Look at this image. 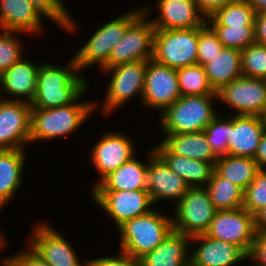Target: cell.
I'll list each match as a JSON object with an SVG mask.
<instances>
[{"instance_id": "obj_1", "label": "cell", "mask_w": 266, "mask_h": 266, "mask_svg": "<svg viewBox=\"0 0 266 266\" xmlns=\"http://www.w3.org/2000/svg\"><path fill=\"white\" fill-rule=\"evenodd\" d=\"M74 57L65 67L44 63L37 73V91L32 108H57L73 103L85 90L87 83L78 76Z\"/></svg>"}, {"instance_id": "obj_2", "label": "cell", "mask_w": 266, "mask_h": 266, "mask_svg": "<svg viewBox=\"0 0 266 266\" xmlns=\"http://www.w3.org/2000/svg\"><path fill=\"white\" fill-rule=\"evenodd\" d=\"M86 90L71 104L43 109L32 108L30 142L69 135L82 125L95 109L93 102L81 101Z\"/></svg>"}, {"instance_id": "obj_3", "label": "cell", "mask_w": 266, "mask_h": 266, "mask_svg": "<svg viewBox=\"0 0 266 266\" xmlns=\"http://www.w3.org/2000/svg\"><path fill=\"white\" fill-rule=\"evenodd\" d=\"M172 218L160 211L151 210L145 215L125 221L118 227L121 236L120 250L135 258H142L156 249L173 230Z\"/></svg>"}, {"instance_id": "obj_4", "label": "cell", "mask_w": 266, "mask_h": 266, "mask_svg": "<svg viewBox=\"0 0 266 266\" xmlns=\"http://www.w3.org/2000/svg\"><path fill=\"white\" fill-rule=\"evenodd\" d=\"M213 98H218L217 92L211 95L179 97L161 113L160 127H162L164 134L204 131V128L217 116L211 102Z\"/></svg>"}, {"instance_id": "obj_5", "label": "cell", "mask_w": 266, "mask_h": 266, "mask_svg": "<svg viewBox=\"0 0 266 266\" xmlns=\"http://www.w3.org/2000/svg\"><path fill=\"white\" fill-rule=\"evenodd\" d=\"M198 28L155 29L152 59L178 69L197 64Z\"/></svg>"}, {"instance_id": "obj_6", "label": "cell", "mask_w": 266, "mask_h": 266, "mask_svg": "<svg viewBox=\"0 0 266 266\" xmlns=\"http://www.w3.org/2000/svg\"><path fill=\"white\" fill-rule=\"evenodd\" d=\"M143 12L142 7L109 21L91 36L74 59L78 70L98 64L100 70L108 63L112 49L123 37L126 28Z\"/></svg>"}, {"instance_id": "obj_7", "label": "cell", "mask_w": 266, "mask_h": 266, "mask_svg": "<svg viewBox=\"0 0 266 266\" xmlns=\"http://www.w3.org/2000/svg\"><path fill=\"white\" fill-rule=\"evenodd\" d=\"M147 8L142 7L143 12L126 28L123 37L112 49L108 63L102 69L152 59L155 27L147 19L150 12Z\"/></svg>"}, {"instance_id": "obj_8", "label": "cell", "mask_w": 266, "mask_h": 266, "mask_svg": "<svg viewBox=\"0 0 266 266\" xmlns=\"http://www.w3.org/2000/svg\"><path fill=\"white\" fill-rule=\"evenodd\" d=\"M176 204L173 229L190 237L205 234L217 212L204 187L189 188Z\"/></svg>"}, {"instance_id": "obj_9", "label": "cell", "mask_w": 266, "mask_h": 266, "mask_svg": "<svg viewBox=\"0 0 266 266\" xmlns=\"http://www.w3.org/2000/svg\"><path fill=\"white\" fill-rule=\"evenodd\" d=\"M147 60L120 64L107 69H101L105 73H112L110 84L103 102V114L111 113L114 109L126 104L133 96L142 94L146 76Z\"/></svg>"}, {"instance_id": "obj_10", "label": "cell", "mask_w": 266, "mask_h": 266, "mask_svg": "<svg viewBox=\"0 0 266 266\" xmlns=\"http://www.w3.org/2000/svg\"><path fill=\"white\" fill-rule=\"evenodd\" d=\"M205 235L234 244L247 255L255 238L253 215L243 207L217 210Z\"/></svg>"}, {"instance_id": "obj_11", "label": "cell", "mask_w": 266, "mask_h": 266, "mask_svg": "<svg viewBox=\"0 0 266 266\" xmlns=\"http://www.w3.org/2000/svg\"><path fill=\"white\" fill-rule=\"evenodd\" d=\"M0 97V149H24L30 142V103Z\"/></svg>"}, {"instance_id": "obj_12", "label": "cell", "mask_w": 266, "mask_h": 266, "mask_svg": "<svg viewBox=\"0 0 266 266\" xmlns=\"http://www.w3.org/2000/svg\"><path fill=\"white\" fill-rule=\"evenodd\" d=\"M217 95L236 115L259 116L266 108V80L243 75L224 85Z\"/></svg>"}, {"instance_id": "obj_13", "label": "cell", "mask_w": 266, "mask_h": 266, "mask_svg": "<svg viewBox=\"0 0 266 266\" xmlns=\"http://www.w3.org/2000/svg\"><path fill=\"white\" fill-rule=\"evenodd\" d=\"M181 97L176 69L147 60L143 105L162 109V113Z\"/></svg>"}, {"instance_id": "obj_14", "label": "cell", "mask_w": 266, "mask_h": 266, "mask_svg": "<svg viewBox=\"0 0 266 266\" xmlns=\"http://www.w3.org/2000/svg\"><path fill=\"white\" fill-rule=\"evenodd\" d=\"M94 201L114 219L117 227L149 213L153 205L147 190H92Z\"/></svg>"}, {"instance_id": "obj_15", "label": "cell", "mask_w": 266, "mask_h": 266, "mask_svg": "<svg viewBox=\"0 0 266 266\" xmlns=\"http://www.w3.org/2000/svg\"><path fill=\"white\" fill-rule=\"evenodd\" d=\"M29 246L48 266H88L81 264L72 246L61 234L42 223L32 233Z\"/></svg>"}, {"instance_id": "obj_16", "label": "cell", "mask_w": 266, "mask_h": 266, "mask_svg": "<svg viewBox=\"0 0 266 266\" xmlns=\"http://www.w3.org/2000/svg\"><path fill=\"white\" fill-rule=\"evenodd\" d=\"M147 191L153 204L161 199L178 200L190 188L185 180L172 171L155 153L154 149L148 155Z\"/></svg>"}, {"instance_id": "obj_17", "label": "cell", "mask_w": 266, "mask_h": 266, "mask_svg": "<svg viewBox=\"0 0 266 266\" xmlns=\"http://www.w3.org/2000/svg\"><path fill=\"white\" fill-rule=\"evenodd\" d=\"M133 144L131 139L122 133L109 132L102 135L92 147L90 157L100 174L99 182L135 155Z\"/></svg>"}, {"instance_id": "obj_18", "label": "cell", "mask_w": 266, "mask_h": 266, "mask_svg": "<svg viewBox=\"0 0 266 266\" xmlns=\"http://www.w3.org/2000/svg\"><path fill=\"white\" fill-rule=\"evenodd\" d=\"M156 6L160 14L151 21L155 29H193L207 22L194 0H158Z\"/></svg>"}, {"instance_id": "obj_19", "label": "cell", "mask_w": 266, "mask_h": 266, "mask_svg": "<svg viewBox=\"0 0 266 266\" xmlns=\"http://www.w3.org/2000/svg\"><path fill=\"white\" fill-rule=\"evenodd\" d=\"M192 240L201 245L190 255V266H233L247 258L238 246L205 234L192 236Z\"/></svg>"}, {"instance_id": "obj_20", "label": "cell", "mask_w": 266, "mask_h": 266, "mask_svg": "<svg viewBox=\"0 0 266 266\" xmlns=\"http://www.w3.org/2000/svg\"><path fill=\"white\" fill-rule=\"evenodd\" d=\"M263 134L259 116L235 114L230 117L228 154L254 158Z\"/></svg>"}, {"instance_id": "obj_21", "label": "cell", "mask_w": 266, "mask_h": 266, "mask_svg": "<svg viewBox=\"0 0 266 266\" xmlns=\"http://www.w3.org/2000/svg\"><path fill=\"white\" fill-rule=\"evenodd\" d=\"M38 68L35 63L21 58L0 75V85L4 93L9 97H18V99L8 97L7 100L19 101V97H25L27 103L33 102L37 91Z\"/></svg>"}, {"instance_id": "obj_22", "label": "cell", "mask_w": 266, "mask_h": 266, "mask_svg": "<svg viewBox=\"0 0 266 266\" xmlns=\"http://www.w3.org/2000/svg\"><path fill=\"white\" fill-rule=\"evenodd\" d=\"M39 12L29 0H0V28L20 33H38L42 29Z\"/></svg>"}, {"instance_id": "obj_23", "label": "cell", "mask_w": 266, "mask_h": 266, "mask_svg": "<svg viewBox=\"0 0 266 266\" xmlns=\"http://www.w3.org/2000/svg\"><path fill=\"white\" fill-rule=\"evenodd\" d=\"M190 241V236L173 229L156 249L140 258L141 266H190Z\"/></svg>"}, {"instance_id": "obj_24", "label": "cell", "mask_w": 266, "mask_h": 266, "mask_svg": "<svg viewBox=\"0 0 266 266\" xmlns=\"http://www.w3.org/2000/svg\"><path fill=\"white\" fill-rule=\"evenodd\" d=\"M153 149L172 171L185 180L190 188L205 187L204 184L207 185L212 177L215 169V164L212 162L172 154L162 143Z\"/></svg>"}, {"instance_id": "obj_25", "label": "cell", "mask_w": 266, "mask_h": 266, "mask_svg": "<svg viewBox=\"0 0 266 266\" xmlns=\"http://www.w3.org/2000/svg\"><path fill=\"white\" fill-rule=\"evenodd\" d=\"M147 168L148 162L144 164L133 156L96 183L92 190H146Z\"/></svg>"}, {"instance_id": "obj_26", "label": "cell", "mask_w": 266, "mask_h": 266, "mask_svg": "<svg viewBox=\"0 0 266 266\" xmlns=\"http://www.w3.org/2000/svg\"><path fill=\"white\" fill-rule=\"evenodd\" d=\"M210 86L215 92L240 78L242 74L241 50L223 47L211 61L204 65Z\"/></svg>"}, {"instance_id": "obj_27", "label": "cell", "mask_w": 266, "mask_h": 266, "mask_svg": "<svg viewBox=\"0 0 266 266\" xmlns=\"http://www.w3.org/2000/svg\"><path fill=\"white\" fill-rule=\"evenodd\" d=\"M161 143L172 154L214 164L218 160L206 140L204 131L166 135Z\"/></svg>"}, {"instance_id": "obj_28", "label": "cell", "mask_w": 266, "mask_h": 266, "mask_svg": "<svg viewBox=\"0 0 266 266\" xmlns=\"http://www.w3.org/2000/svg\"><path fill=\"white\" fill-rule=\"evenodd\" d=\"M23 149H0V207L8 203L21 184L25 162Z\"/></svg>"}, {"instance_id": "obj_29", "label": "cell", "mask_w": 266, "mask_h": 266, "mask_svg": "<svg viewBox=\"0 0 266 266\" xmlns=\"http://www.w3.org/2000/svg\"><path fill=\"white\" fill-rule=\"evenodd\" d=\"M243 191L255 179L260 168L254 158L225 155L218 157L214 169Z\"/></svg>"}, {"instance_id": "obj_30", "label": "cell", "mask_w": 266, "mask_h": 266, "mask_svg": "<svg viewBox=\"0 0 266 266\" xmlns=\"http://www.w3.org/2000/svg\"><path fill=\"white\" fill-rule=\"evenodd\" d=\"M206 190L217 210H233L243 207L244 191L215 170L208 181Z\"/></svg>"}, {"instance_id": "obj_31", "label": "cell", "mask_w": 266, "mask_h": 266, "mask_svg": "<svg viewBox=\"0 0 266 266\" xmlns=\"http://www.w3.org/2000/svg\"><path fill=\"white\" fill-rule=\"evenodd\" d=\"M256 14L246 0H237L207 18L210 26H255Z\"/></svg>"}, {"instance_id": "obj_32", "label": "cell", "mask_w": 266, "mask_h": 266, "mask_svg": "<svg viewBox=\"0 0 266 266\" xmlns=\"http://www.w3.org/2000/svg\"><path fill=\"white\" fill-rule=\"evenodd\" d=\"M181 96L211 95L215 91L210 86L204 66L195 64L176 69Z\"/></svg>"}, {"instance_id": "obj_33", "label": "cell", "mask_w": 266, "mask_h": 266, "mask_svg": "<svg viewBox=\"0 0 266 266\" xmlns=\"http://www.w3.org/2000/svg\"><path fill=\"white\" fill-rule=\"evenodd\" d=\"M223 47L238 50L245 49L248 45L255 43V26H211Z\"/></svg>"}, {"instance_id": "obj_34", "label": "cell", "mask_w": 266, "mask_h": 266, "mask_svg": "<svg viewBox=\"0 0 266 266\" xmlns=\"http://www.w3.org/2000/svg\"><path fill=\"white\" fill-rule=\"evenodd\" d=\"M242 74L266 80V45L253 43L241 51Z\"/></svg>"}, {"instance_id": "obj_35", "label": "cell", "mask_w": 266, "mask_h": 266, "mask_svg": "<svg viewBox=\"0 0 266 266\" xmlns=\"http://www.w3.org/2000/svg\"><path fill=\"white\" fill-rule=\"evenodd\" d=\"M33 7L41 16L52 20L57 25L63 27L69 33L74 32L76 24L70 17L66 6L61 0H29ZM71 31V32H70Z\"/></svg>"}, {"instance_id": "obj_36", "label": "cell", "mask_w": 266, "mask_h": 266, "mask_svg": "<svg viewBox=\"0 0 266 266\" xmlns=\"http://www.w3.org/2000/svg\"><path fill=\"white\" fill-rule=\"evenodd\" d=\"M207 142L217 157L228 154L230 137V118L221 120L216 116L205 128Z\"/></svg>"}, {"instance_id": "obj_37", "label": "cell", "mask_w": 266, "mask_h": 266, "mask_svg": "<svg viewBox=\"0 0 266 266\" xmlns=\"http://www.w3.org/2000/svg\"><path fill=\"white\" fill-rule=\"evenodd\" d=\"M266 207V170L260 169L255 179L244 191L243 208L254 215Z\"/></svg>"}, {"instance_id": "obj_38", "label": "cell", "mask_w": 266, "mask_h": 266, "mask_svg": "<svg viewBox=\"0 0 266 266\" xmlns=\"http://www.w3.org/2000/svg\"><path fill=\"white\" fill-rule=\"evenodd\" d=\"M223 48L217 33L206 22L203 26L198 27V53L197 64L204 66L211 61L218 52Z\"/></svg>"}, {"instance_id": "obj_39", "label": "cell", "mask_w": 266, "mask_h": 266, "mask_svg": "<svg viewBox=\"0 0 266 266\" xmlns=\"http://www.w3.org/2000/svg\"><path fill=\"white\" fill-rule=\"evenodd\" d=\"M18 34L20 32L4 30L3 35H0V75L23 56Z\"/></svg>"}, {"instance_id": "obj_40", "label": "cell", "mask_w": 266, "mask_h": 266, "mask_svg": "<svg viewBox=\"0 0 266 266\" xmlns=\"http://www.w3.org/2000/svg\"><path fill=\"white\" fill-rule=\"evenodd\" d=\"M88 266H141V260L123 251L117 257H102L87 260Z\"/></svg>"}, {"instance_id": "obj_41", "label": "cell", "mask_w": 266, "mask_h": 266, "mask_svg": "<svg viewBox=\"0 0 266 266\" xmlns=\"http://www.w3.org/2000/svg\"><path fill=\"white\" fill-rule=\"evenodd\" d=\"M6 266H48L47 263L36 254L30 247L27 251H22L18 254L4 258Z\"/></svg>"}, {"instance_id": "obj_42", "label": "cell", "mask_w": 266, "mask_h": 266, "mask_svg": "<svg viewBox=\"0 0 266 266\" xmlns=\"http://www.w3.org/2000/svg\"><path fill=\"white\" fill-rule=\"evenodd\" d=\"M255 260L257 266H266V231L255 232V238L247 259Z\"/></svg>"}, {"instance_id": "obj_43", "label": "cell", "mask_w": 266, "mask_h": 266, "mask_svg": "<svg viewBox=\"0 0 266 266\" xmlns=\"http://www.w3.org/2000/svg\"><path fill=\"white\" fill-rule=\"evenodd\" d=\"M235 1L237 0H194L205 18L210 17L217 10L227 6L228 4H232Z\"/></svg>"}, {"instance_id": "obj_44", "label": "cell", "mask_w": 266, "mask_h": 266, "mask_svg": "<svg viewBox=\"0 0 266 266\" xmlns=\"http://www.w3.org/2000/svg\"><path fill=\"white\" fill-rule=\"evenodd\" d=\"M255 43L266 45V12L256 15L255 18Z\"/></svg>"}, {"instance_id": "obj_45", "label": "cell", "mask_w": 266, "mask_h": 266, "mask_svg": "<svg viewBox=\"0 0 266 266\" xmlns=\"http://www.w3.org/2000/svg\"><path fill=\"white\" fill-rule=\"evenodd\" d=\"M254 160L260 169H266V132L261 137Z\"/></svg>"}, {"instance_id": "obj_46", "label": "cell", "mask_w": 266, "mask_h": 266, "mask_svg": "<svg viewBox=\"0 0 266 266\" xmlns=\"http://www.w3.org/2000/svg\"><path fill=\"white\" fill-rule=\"evenodd\" d=\"M255 232L266 231V207L258 210L253 215Z\"/></svg>"}, {"instance_id": "obj_47", "label": "cell", "mask_w": 266, "mask_h": 266, "mask_svg": "<svg viewBox=\"0 0 266 266\" xmlns=\"http://www.w3.org/2000/svg\"><path fill=\"white\" fill-rule=\"evenodd\" d=\"M255 14L266 12V0H246Z\"/></svg>"}, {"instance_id": "obj_48", "label": "cell", "mask_w": 266, "mask_h": 266, "mask_svg": "<svg viewBox=\"0 0 266 266\" xmlns=\"http://www.w3.org/2000/svg\"><path fill=\"white\" fill-rule=\"evenodd\" d=\"M259 117H260L261 122H262L263 130H264V132H266V108L261 112Z\"/></svg>"}, {"instance_id": "obj_49", "label": "cell", "mask_w": 266, "mask_h": 266, "mask_svg": "<svg viewBox=\"0 0 266 266\" xmlns=\"http://www.w3.org/2000/svg\"><path fill=\"white\" fill-rule=\"evenodd\" d=\"M2 239H4V238L0 234V248H2V246L4 245V240H2Z\"/></svg>"}]
</instances>
